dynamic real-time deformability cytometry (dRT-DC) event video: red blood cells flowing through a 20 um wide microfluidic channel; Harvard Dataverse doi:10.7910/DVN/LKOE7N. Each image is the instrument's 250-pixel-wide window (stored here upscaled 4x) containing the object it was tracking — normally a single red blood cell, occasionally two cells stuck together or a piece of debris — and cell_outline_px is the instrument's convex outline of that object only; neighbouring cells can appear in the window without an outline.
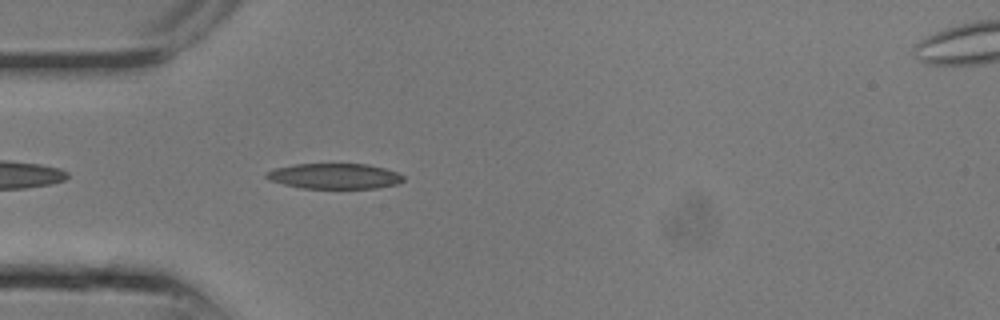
{"species": "common noctule bat (a hibernating species)", "species_latin": "Nyctalus noctula", "temperature_condition": "room temperature", "stored_images_in_passage": 7, "camera_frame_rate_fps": 3000, "um_per_image_px": 0.085, "animal": {"sex": "male", "body_mass_g": 13.3}, "frame": {"image": 1, "passage_image": 7, "time_ms": 2.0, "image_size_px": [1000, 320], "cell_outline_px": [[404, 180], [396, 184], [376, 188], [300, 188], [268, 180], [264, 176], [268, 172], [276, 168], [296, 164], [368, 164], [384, 168], [396, 172], [404, 176]], "centroid_in_image_um": [28.43, 14.97], "position_along_channel_um": 56.6, "area_um2": 20.17}}